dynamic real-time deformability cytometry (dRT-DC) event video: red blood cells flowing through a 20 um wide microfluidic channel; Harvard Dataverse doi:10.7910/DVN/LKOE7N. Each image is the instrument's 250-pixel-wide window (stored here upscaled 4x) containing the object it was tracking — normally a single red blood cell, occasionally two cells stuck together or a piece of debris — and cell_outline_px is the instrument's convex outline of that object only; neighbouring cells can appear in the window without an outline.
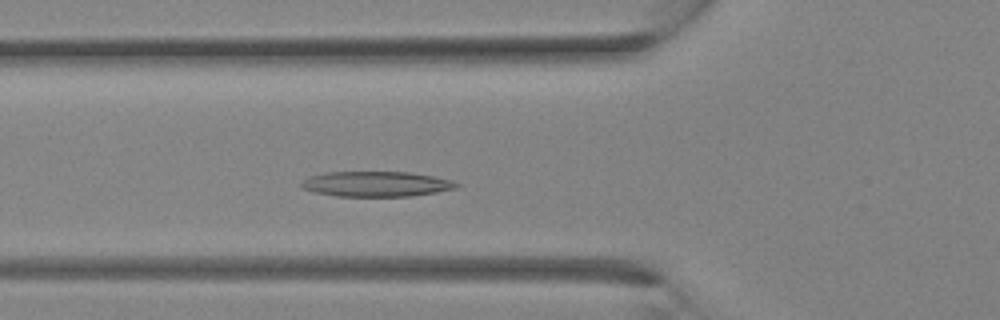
{"species": "Egyptian fruit bat (a non-hibernating species)", "species_latin": "Rousettus aegyptiacus", "temperature_condition": "room temperature", "stored_images_in_passage": 30, "camera_frame_rate_fps": 3000, "um_per_image_px": 0.085, "animal": {"sex": "female"}, "frame": {"image": 1, "passage_image": 8, "time_ms": 2.333, "image_size_px": [1000, 320], "cell_outline_px": [[460, 184], [456, 188], [436, 192], [412, 196], [336, 196], [316, 192], [304, 188], [300, 184], [308, 176], [324, 172], [408, 172], [432, 176], [452, 180]], "centroid_in_image_um": [31.98, 15.63], "position_along_channel_um": 93.8, "area_um2": 22.66}}
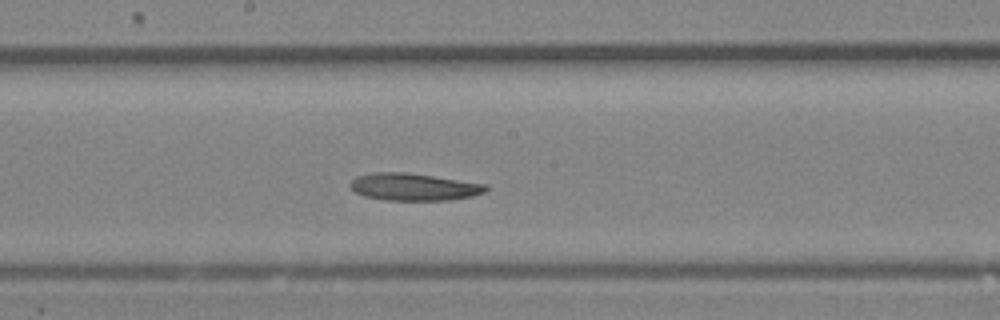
{"frame": {"image": 2, "passage_image": 14, "time_ms": 4.333, "image_size_px": [1000, 320], "cell_outline_px": [[488, 188], [484, 192], [472, 196], [448, 200], [384, 200], [364, 196], [356, 192], [348, 184], [356, 176], [372, 172], [404, 172], [488, 184]], "centroid_in_image_um": [35.15, 15.88], "position_along_channel_um": 213.1, "area_um2": 21.5}}
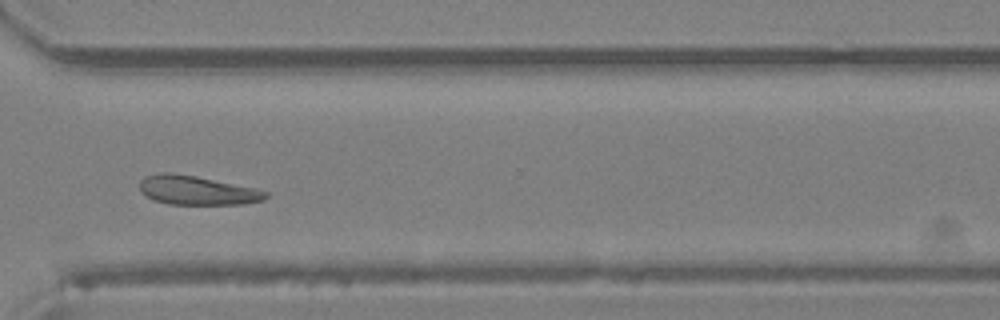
{"frame": {"image": 3, "passage_image": 21, "time_ms": 6.667, "image_size_px": [1000, 320], "cell_outline_px": [[268, 196], [264, 200], [244, 204], [168, 204], [156, 200], [140, 192], [140, 180], [144, 176], [160, 172], [172, 172], [196, 176], [256, 188], [268, 192]], "centroid_in_image_um": [16.75, 16.17], "position_along_channel_um": 353.9, "area_um2": 21.39}}